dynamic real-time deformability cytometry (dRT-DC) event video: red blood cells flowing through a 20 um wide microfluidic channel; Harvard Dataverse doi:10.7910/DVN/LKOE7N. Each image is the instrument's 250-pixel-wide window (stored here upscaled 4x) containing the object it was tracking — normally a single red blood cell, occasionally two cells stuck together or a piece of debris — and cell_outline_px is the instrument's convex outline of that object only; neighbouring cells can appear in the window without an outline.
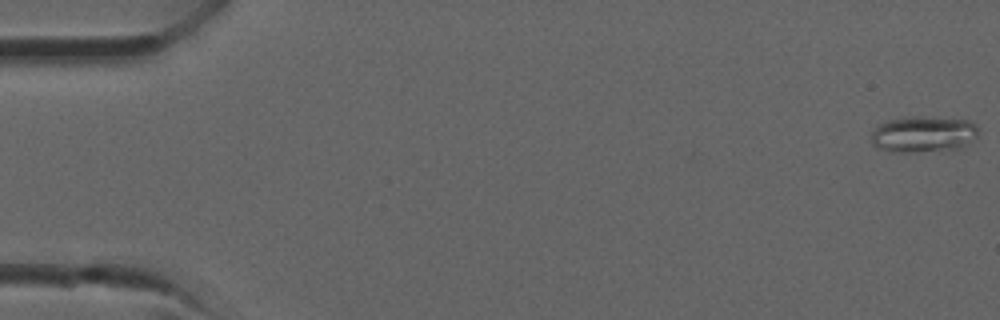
{"species": "common noctule bat (a hibernating species)", "species_latin": "Nyctalus noctula", "temperature_condition": "room temperature", "stored_images_in_passage": 36, "camera_frame_rate_fps": 3000, "um_per_image_px": 0.085, "animal": {"sex": "male", "forearm_length_mm": 52.5}, "frame": {"image": 1, "passage_image": 1, "time_ms": 0.0, "image_size_px": [1000, 320], "cell_outline_px": [[980, 132], [972, 140], [960, 148], [908, 152], [888, 152], [876, 148], [872, 144], [872, 132], [880, 124], [888, 120], [912, 116], [924, 116], [968, 120], [976, 124]], "centroid_in_image_um": [78.48, 11.4], "position_along_channel_um": 6.5, "area_um2": 22.66}}
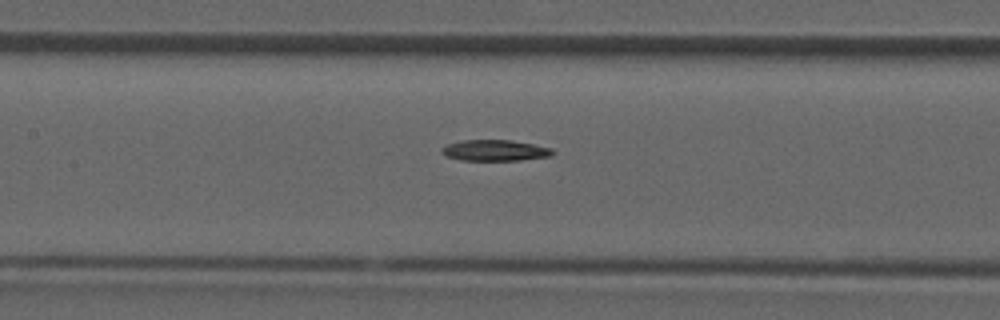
{"frame": {"image": 2, "passage_image": 17, "time_ms": 5.333, "image_size_px": [1000, 320], "cell_outline_px": [[556, 152], [552, 156], [520, 160], [460, 160], [444, 156], [440, 152], [440, 148], [448, 144], [464, 140], [508, 140], [532, 144], [552, 148]], "centroid_in_image_um": [42.06, 12.79], "position_along_channel_um": 165.3, "area_um2": 13.64}}
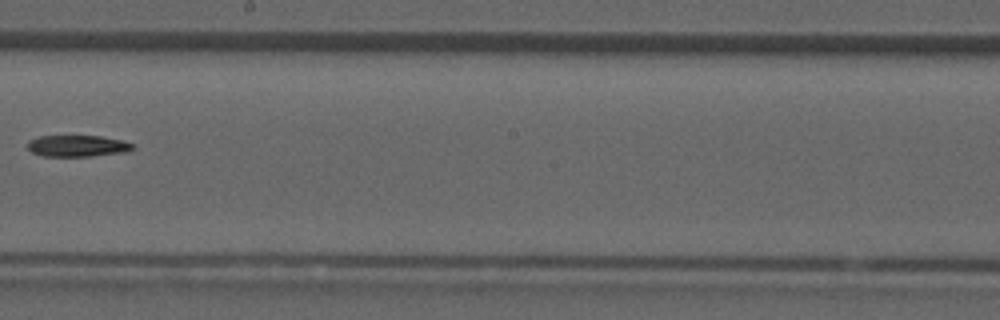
{"frame": {"image": 3, "passage_image": 21, "time_ms": 6.667, "image_size_px": [1000, 320], "cell_outline_px": [[136, 148], [128, 152], [92, 156], [44, 156], [32, 152], [28, 148], [28, 140], [40, 136], [100, 136], [120, 140], [132, 144]], "centroid_in_image_um": [6.6, 12.41], "position_along_channel_um": 241.6, "area_um2": 13.12}}